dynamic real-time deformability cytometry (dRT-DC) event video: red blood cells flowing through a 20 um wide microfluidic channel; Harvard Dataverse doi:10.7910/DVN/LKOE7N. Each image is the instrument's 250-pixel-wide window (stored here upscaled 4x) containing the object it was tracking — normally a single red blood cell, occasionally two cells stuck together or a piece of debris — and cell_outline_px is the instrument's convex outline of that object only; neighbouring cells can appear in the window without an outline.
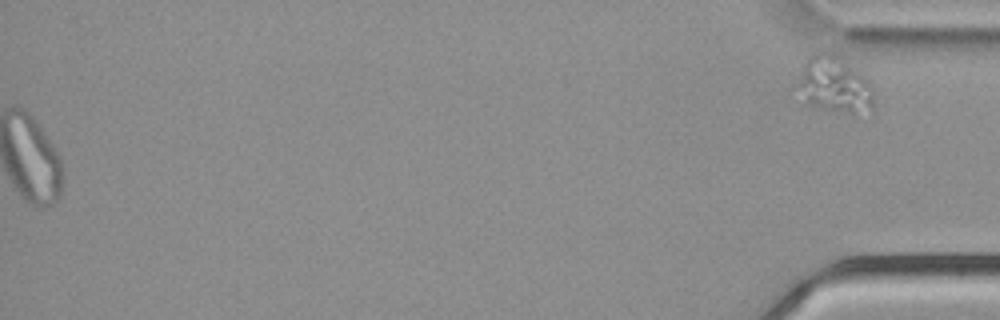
{"species": "common noctule bat (a hibernating species)", "species_latin": "Nyctalus noctula", "temperature_condition": "cold", "stored_images_in_passage": 52, "segment_of_instrument_passage": [2, 2], "camera_frame_rate_fps": 3000, "um_per_image_px": 0.085, "animal": {"sex": "male", "body_mass_g": 21.5, "forearm_length_mm": 52.0}, "frame": {"image": 1, "passage_image": 52, "time_ms": 17.0, "image_size_px": [1000, 320], "cell_outline_px": [[872, 104], [856, 120], [808, 104], [792, 88], [808, 56], [812, 52], [832, 52], [860, 76], [872, 88]], "centroid_in_image_um": [70.81, 7.31], "position_along_channel_um": 364.4, "area_um2": 25.43}}